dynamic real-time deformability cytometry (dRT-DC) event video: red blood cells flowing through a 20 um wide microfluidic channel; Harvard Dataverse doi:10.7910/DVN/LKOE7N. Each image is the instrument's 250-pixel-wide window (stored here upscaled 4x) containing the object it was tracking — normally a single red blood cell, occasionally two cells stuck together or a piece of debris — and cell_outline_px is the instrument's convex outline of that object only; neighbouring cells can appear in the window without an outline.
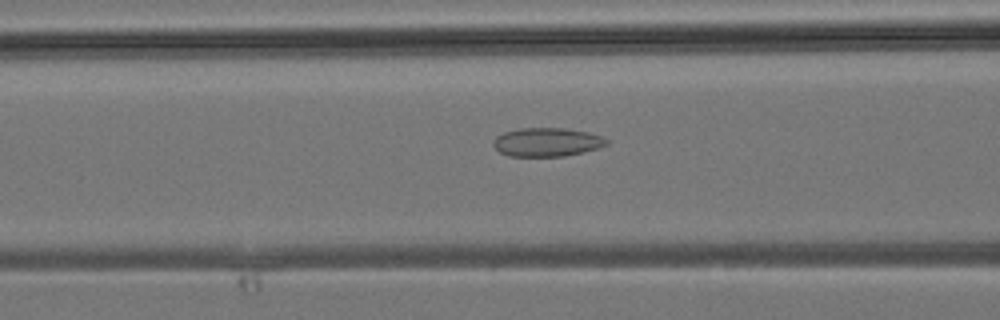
{"species": "common noctule bat (a hibernating species)", "species_latin": "Nyctalus noctula", "temperature_condition": "room temperature", "stored_images_in_passage": 27, "camera_frame_rate_fps": 3000, "um_per_image_px": 0.085, "animal": {"sex": "male", "body_mass_g": 19.2, "forearm_length_mm": 51.8}, "frame": {"image": 1, "passage_image": 5, "time_ms": 1.333, "image_size_px": [1000, 320], "cell_outline_px": [[608, 144], [600, 148], [584, 152], [564, 156], [508, 156], [500, 152], [492, 144], [492, 140], [496, 136], [504, 132], [516, 128], [564, 128], [588, 132], [600, 136], [608, 140]], "centroid_in_image_um": [46.47, 12.08], "position_along_channel_um": 120.1, "area_um2": 19.07}}
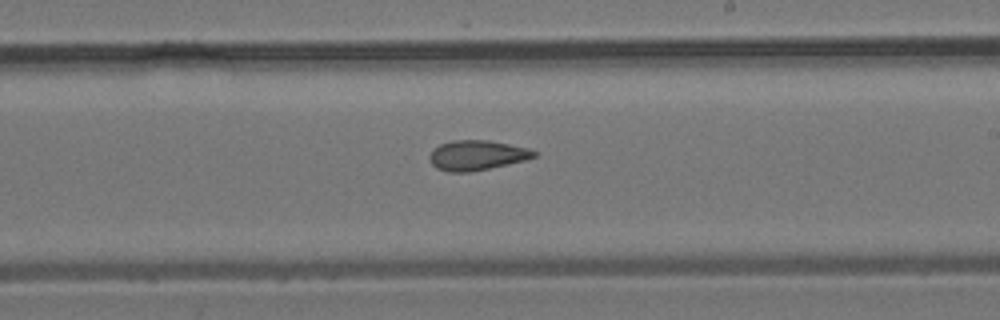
{"frame": {"image": 2, "passage_image": 12, "time_ms": 3.667, "image_size_px": [1000, 320], "cell_outline_px": [[536, 156], [524, 160], [508, 164], [468, 172], [448, 172], [436, 168], [432, 164], [428, 156], [432, 148], [440, 144], [452, 140], [488, 140], [528, 148], [536, 152]], "centroid_in_image_um": [40.48, 13.19], "position_along_channel_um": 248.5, "area_um2": 18.15}}
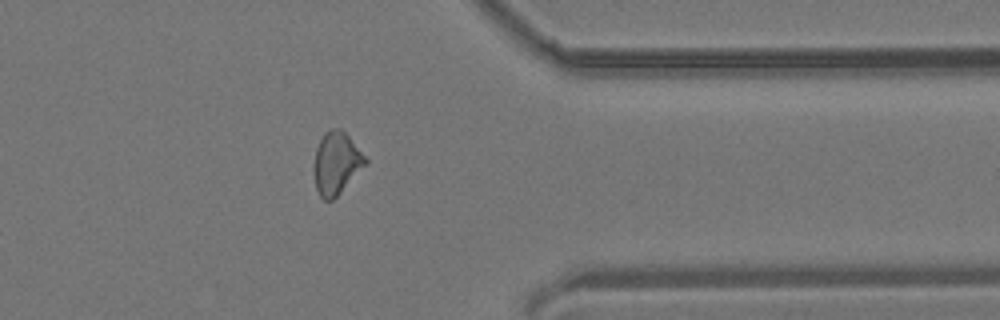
{"frame": {"image": 3, "passage_image": 20, "time_ms": 6.333, "image_size_px": [1000, 320], "cell_outline_px": [[368, 160], [340, 192], [332, 200], [324, 200], [320, 196], [316, 188], [312, 168], [316, 148], [324, 132], [332, 128], [340, 128], [348, 136]], "centroid_in_image_um": [28.53, 13.85], "position_along_channel_um": 382.9, "area_um2": 18.32}}